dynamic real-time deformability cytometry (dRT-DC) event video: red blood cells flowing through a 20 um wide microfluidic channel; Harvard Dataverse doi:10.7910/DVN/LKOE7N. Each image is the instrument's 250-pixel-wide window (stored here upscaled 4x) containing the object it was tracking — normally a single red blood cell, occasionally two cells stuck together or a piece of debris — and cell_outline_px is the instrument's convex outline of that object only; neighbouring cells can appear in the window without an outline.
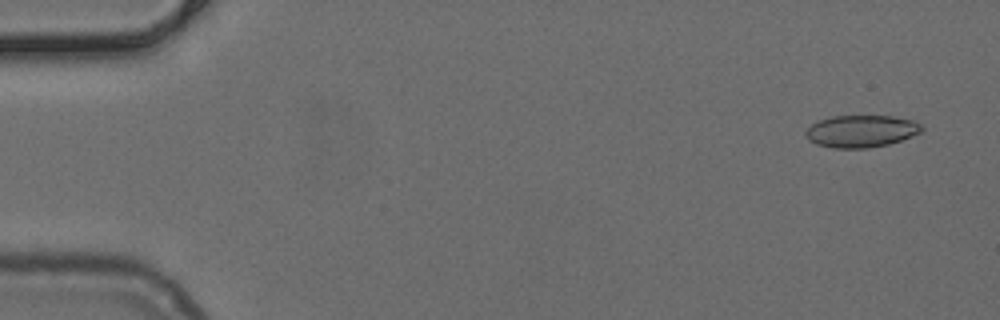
{"species": "common noctule bat (a hibernating species)", "species_latin": "Nyctalus noctula", "temperature_condition": "cold", "stored_images_in_passage": 7, "camera_frame_rate_fps": 3000, "um_per_image_px": 0.085, "animal": {"sex": "female", "body_mass_g": 24.6, "forearm_length_mm": 56.2}, "frame": {"image": 1, "passage_image": 3, "time_ms": 0.667, "image_size_px": [1000, 320], "cell_outline_px": [[924, 132], [888, 144], [868, 148], [832, 148], [816, 144], [808, 140], [804, 136], [804, 132], [812, 124], [820, 120], [832, 116], [892, 116], [916, 120], [924, 128]], "centroid_in_image_um": [73.22, 11.15], "position_along_channel_um": 11.8, "area_um2": 21.96}}